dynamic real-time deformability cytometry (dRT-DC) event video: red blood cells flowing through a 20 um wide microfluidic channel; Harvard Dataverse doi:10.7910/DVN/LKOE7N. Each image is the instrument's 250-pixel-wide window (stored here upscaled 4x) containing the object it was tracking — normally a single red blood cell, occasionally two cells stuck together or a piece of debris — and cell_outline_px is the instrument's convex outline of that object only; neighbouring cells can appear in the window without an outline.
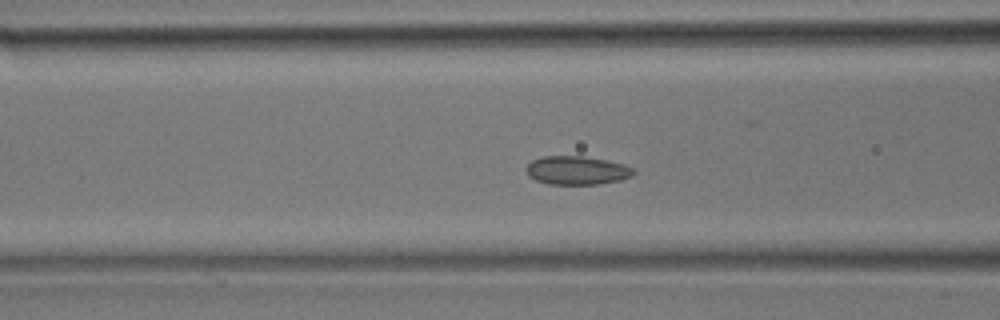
{"species": "common noctule bat (a hibernating species)", "species_latin": "Nyctalus noctula", "temperature_condition": "room temperature", "stored_images_in_passage": 41, "camera_frame_rate_fps": 3000, "um_per_image_px": 0.085, "animal": {"sex": "male", "body_mass_g": 17.9}, "frame": {"image": 1, "passage_image": 15, "time_ms": 4.667, "image_size_px": [1000, 320], "cell_outline_px": [[636, 172], [632, 176], [620, 180], [596, 184], [548, 184], [536, 180], [528, 176], [528, 164], [532, 160], [544, 156], [584, 156], [624, 164], [636, 168]], "centroid_in_image_um": [49.08, 14.48], "position_along_channel_um": 117.5, "area_um2": 17.8}}
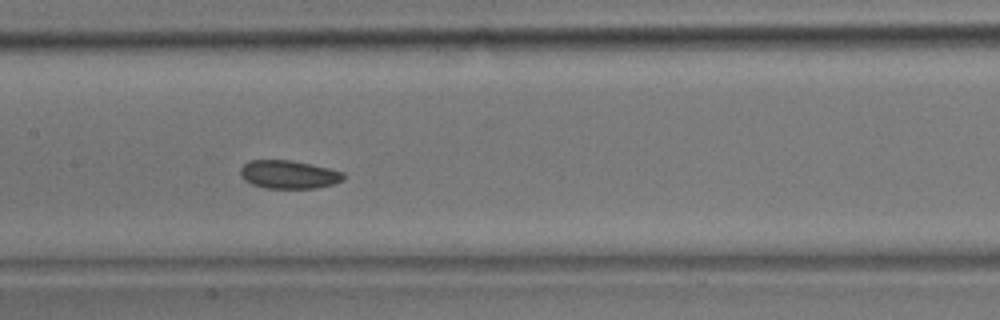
{"frame": {"image": 2, "passage_image": 19, "time_ms": 6.0, "image_size_px": [1000, 320], "cell_outline_px": [[344, 180], [332, 184], [316, 188], [264, 188], [252, 184], [244, 180], [240, 176], [240, 168], [248, 160], [292, 160], [312, 164], [344, 172]], "centroid_in_image_um": [24.52, 14.82], "position_along_channel_um": 182.9, "area_um2": 17.11}}
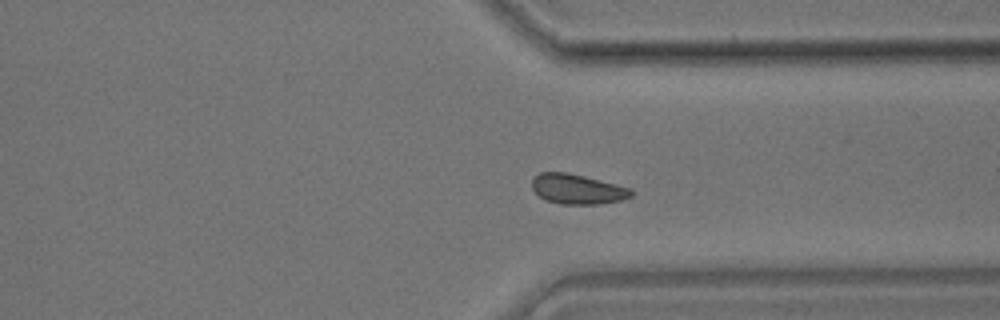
{"frame": {"image": 3, "passage_image": 30, "time_ms": 9.667, "image_size_px": [1000, 320], "cell_outline_px": [[632, 196], [620, 200], [600, 204], [560, 204], [544, 200], [532, 188], [532, 180], [540, 172], [568, 172], [632, 188]], "centroid_in_image_um": [49.07, 16.07], "position_along_channel_um": 362.3, "area_um2": 17.28}}